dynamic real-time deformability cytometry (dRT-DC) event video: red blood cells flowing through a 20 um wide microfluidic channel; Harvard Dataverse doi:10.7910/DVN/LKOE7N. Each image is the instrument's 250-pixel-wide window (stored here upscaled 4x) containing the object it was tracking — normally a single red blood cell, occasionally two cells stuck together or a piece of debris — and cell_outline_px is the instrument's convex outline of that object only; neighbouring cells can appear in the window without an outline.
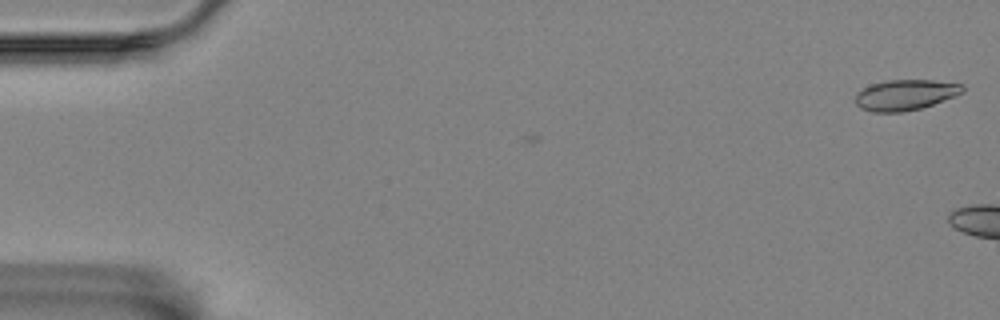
{"species": "Egyptian fruit bat (a non-hibernating species)", "species_latin": "Rousettus aegyptiacus", "temperature_condition": "room temperature", "stored_images_in_passage": 2, "camera_frame_rate_fps": 3000, "um_per_image_px": 0.085, "animal": {"sex": "female"}, "frame": {"image": 1, "passage_image": 2, "time_ms": 0.333, "image_size_px": [1000, 320], "cell_outline_px": [[964, 92], [956, 96], [920, 108], [904, 112], [872, 112], [860, 108], [856, 104], [856, 92], [872, 84], [888, 80], [932, 80], [964, 84]], "centroid_in_image_um": [76.96, 8.06], "position_along_channel_um": 8.0, "area_um2": 19.13}}